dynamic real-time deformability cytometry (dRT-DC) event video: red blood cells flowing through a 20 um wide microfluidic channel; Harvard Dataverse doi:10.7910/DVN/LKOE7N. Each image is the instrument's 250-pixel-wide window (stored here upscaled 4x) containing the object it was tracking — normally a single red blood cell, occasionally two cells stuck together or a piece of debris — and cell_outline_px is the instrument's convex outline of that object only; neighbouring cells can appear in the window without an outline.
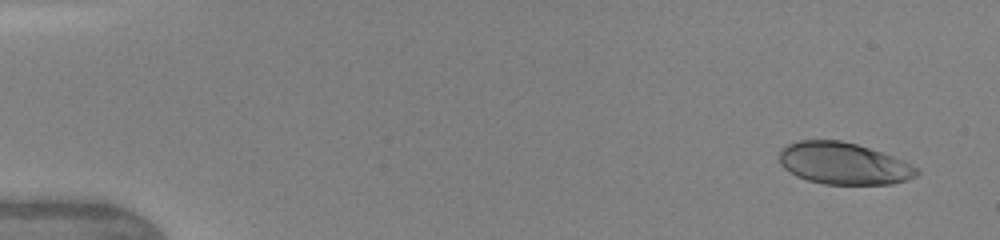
{"species": "human", "species_latin": "Homo sapiens", "temperature_condition": "warm", "stored_images_in_passage": 6, "camera_frame_rate_fps": 3000, "um_per_image_px": 0.085, "donor": {"sex": "female"}, "frame": {"image": 1, "passage_image": 1, "time_ms": 0.0, "image_size_px": [1000, 240], "cell_outline_px": [[920, 172], [916, 176], [908, 180], [892, 184], [824, 184], [808, 180], [796, 176], [784, 168], [780, 164], [780, 152], [788, 144], [800, 140], [840, 140], [856, 144], [904, 160], [916, 168]], "centroid_in_image_um": [71.71, 13.9], "position_along_channel_um": 13.3, "area_um2": 33.35}}
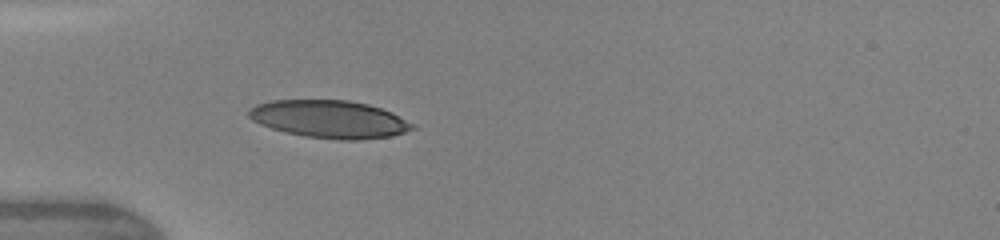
{"frame": {"image": 2, "passage_image": 6, "time_ms": 4.0, "image_size_px": [1000, 240], "cell_outline_px": [[416, 128], [392, 136], [356, 140], [340, 140], [304, 136], [284, 132], [260, 124], [252, 120], [248, 116], [248, 108], [256, 104], [272, 100], [348, 100], [368, 104], [392, 112], [416, 124]], "centroid_in_image_um": [28.01, 10.13], "position_along_channel_um": 57.0, "area_um2": 36.13}}